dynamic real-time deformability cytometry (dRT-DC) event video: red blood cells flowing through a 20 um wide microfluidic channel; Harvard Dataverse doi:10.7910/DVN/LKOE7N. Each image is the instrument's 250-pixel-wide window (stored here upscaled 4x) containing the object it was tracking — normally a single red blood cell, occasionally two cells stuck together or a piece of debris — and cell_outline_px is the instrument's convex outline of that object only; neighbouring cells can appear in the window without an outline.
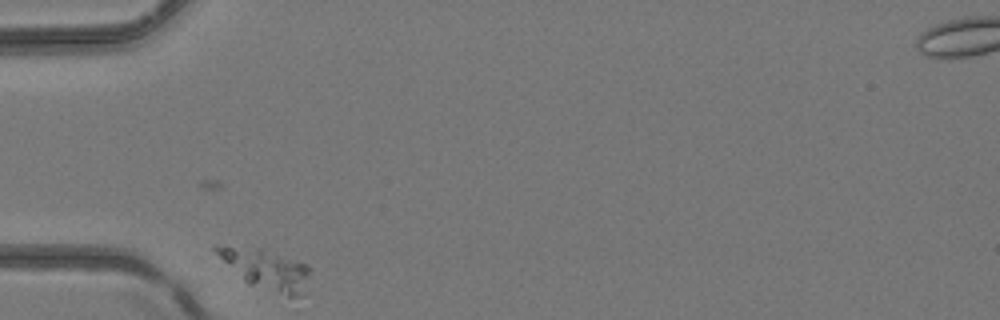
{"species": "common noctule bat (a hibernating species)", "species_latin": "Nyctalus noctula", "temperature_condition": "room temperature", "stored_images_in_passage": 2, "camera_frame_rate_fps": 3000, "um_per_image_px": 0.085, "animal": {"sex": "female", "body_mass_g": 24.6, "forearm_length_mm": 56.2}, "frame": {"image": 1, "passage_image": 1, "time_ms": 0.0, "image_size_px": [1000, 320], "cell_outline_px": [[308, 276], [296, 296], [288, 296], [248, 284], [212, 248], [212, 244], [216, 244], [260, 248], [308, 264]], "centroid_in_image_um": [22.54, 22.82], "position_along_channel_um": 62.5, "area_um2": 20.87}}